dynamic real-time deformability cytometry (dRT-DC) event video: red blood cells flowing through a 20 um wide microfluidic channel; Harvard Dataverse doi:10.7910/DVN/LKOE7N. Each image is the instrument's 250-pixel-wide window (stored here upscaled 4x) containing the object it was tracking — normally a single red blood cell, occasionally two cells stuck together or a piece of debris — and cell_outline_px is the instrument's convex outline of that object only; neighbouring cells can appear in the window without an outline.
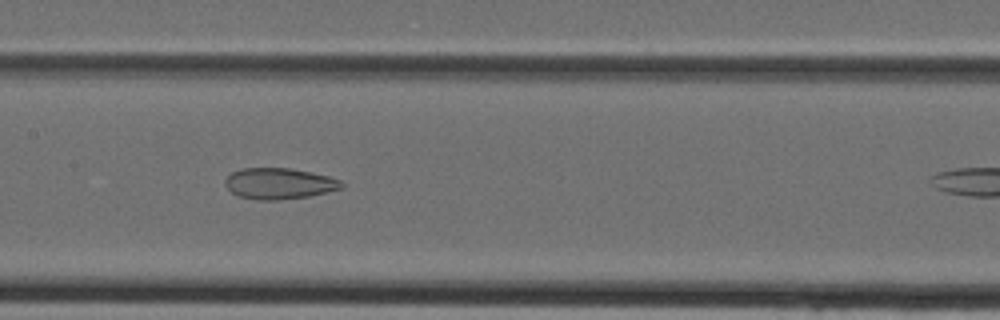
{"species": "Egyptian fruit bat (a non-hibernating species)", "species_latin": "Rousettus aegyptiacus", "temperature_condition": "cold", "stored_images_in_passage": 11, "camera_frame_rate_fps": 3000, "um_per_image_px": 0.085, "animal": {"sex": "female"}, "frame": {"image": 1, "passage_image": 8, "time_ms": 2.333, "image_size_px": [1000, 320], "cell_outline_px": [[344, 188], [308, 196], [276, 200], [256, 200], [236, 196], [224, 184], [224, 180], [232, 172], [244, 168], [288, 168], [328, 176], [340, 180], [344, 184]], "centroid_in_image_um": [23.7, 15.61], "position_along_channel_um": 183.7, "area_um2": 20.98}}
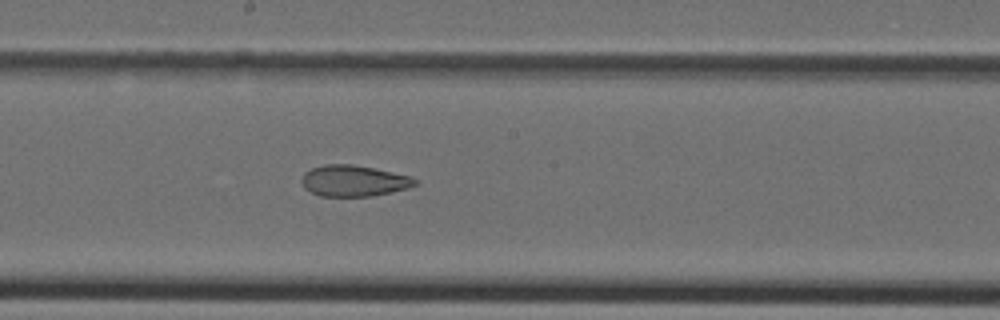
{"frame": {"image": 2, "passage_image": 10, "time_ms": 3.0, "image_size_px": [1000, 320], "cell_outline_px": [[420, 184], [408, 188], [372, 196], [320, 196], [304, 188], [300, 180], [304, 172], [312, 168], [324, 164], [352, 164], [412, 176], [420, 180]], "centroid_in_image_um": [30.09, 15.37], "position_along_channel_um": 218.1, "area_um2": 20.75}}